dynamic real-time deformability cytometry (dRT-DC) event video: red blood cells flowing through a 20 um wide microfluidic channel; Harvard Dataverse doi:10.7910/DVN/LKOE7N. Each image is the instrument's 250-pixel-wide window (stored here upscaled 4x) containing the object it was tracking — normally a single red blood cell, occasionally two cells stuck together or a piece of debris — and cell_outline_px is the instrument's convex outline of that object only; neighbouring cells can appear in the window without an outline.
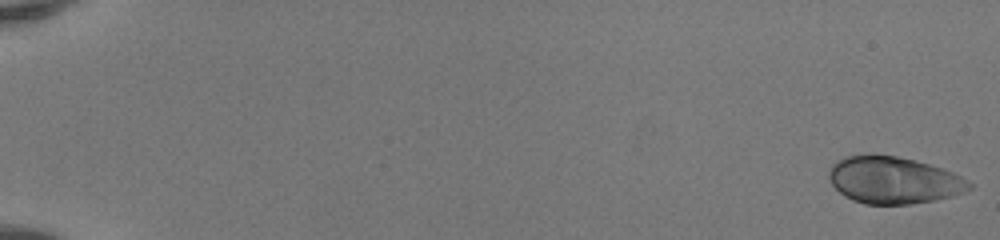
{"species": "human", "species_latin": "Homo sapiens", "temperature_condition": "room temperature", "stored_images_in_passage": 51, "camera_frame_rate_fps": 3000, "um_per_image_px": 0.085, "donor": {"sex": "female"}, "frame": {"image": 1, "passage_image": 1, "time_ms": 0.0, "image_size_px": [1000, 240], "cell_outline_px": [[972, 188], [964, 192], [952, 196], [932, 200], [908, 204], [864, 204], [852, 200], [844, 196], [832, 184], [828, 176], [828, 172], [832, 164], [836, 160], [848, 156], [896, 156], [928, 164], [952, 172], [968, 180], [972, 184]], "centroid_in_image_um": [75.94, 15.33], "position_along_channel_um": 9.1, "area_um2": 37.86}}
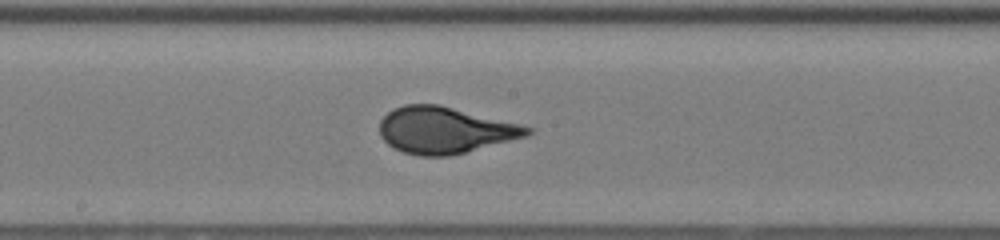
{"frame": {"image": 2, "passage_image": 30, "time_ms": 9.667, "image_size_px": [1000, 240], "cell_outline_px": [[532, 132], [528, 136], [448, 156], [420, 156], [404, 152], [392, 148], [380, 136], [380, 120], [392, 108], [404, 104], [440, 104], [520, 124], [532, 128]], "centroid_in_image_um": [37.78, 11.05], "position_along_channel_um": 210.4, "area_um2": 40.0}}
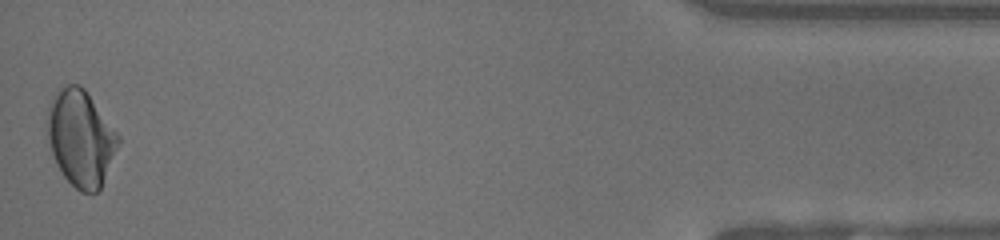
{"frame": {"image": 3, "passage_image": 51, "time_ms": 16.667, "image_size_px": [1000, 240], "cell_outline_px": [[120, 144], [100, 188], [96, 192], [80, 192], [64, 176], [56, 164], [52, 152], [48, 136], [48, 104], [56, 92], [60, 88], [68, 84], [80, 84], [84, 88], [120, 136]], "centroid_in_image_um": [6.87, 11.73], "position_along_channel_um": 428.3, "area_um2": 39.36}, "authors_computed_cell_mechanics": {"area_um2": 38.8416, "velocity_mm_per_s": 4.1572, "shape_relaxation_time_tau1_ms": 5.8257, "shape_relaxation_time_tau2_ms": null, "deformation_change_tau1": 0.2037, "deformation_change_tau2": null}}